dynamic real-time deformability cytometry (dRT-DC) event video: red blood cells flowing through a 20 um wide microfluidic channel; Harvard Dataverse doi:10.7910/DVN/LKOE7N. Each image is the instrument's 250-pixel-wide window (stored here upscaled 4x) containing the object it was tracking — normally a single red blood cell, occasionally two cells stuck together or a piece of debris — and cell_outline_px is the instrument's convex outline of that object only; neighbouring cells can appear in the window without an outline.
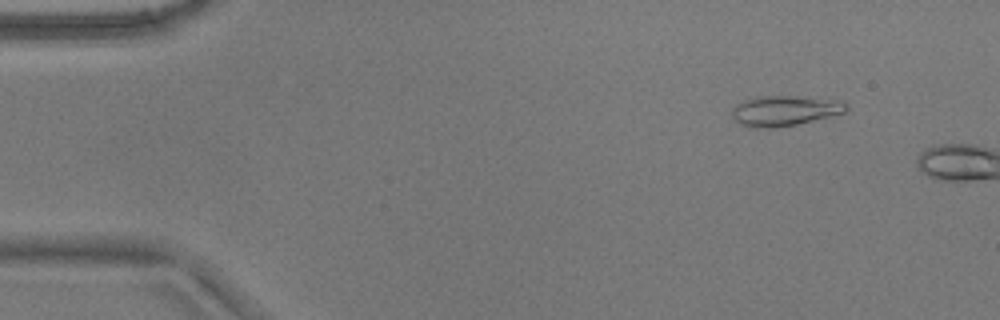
{"species": "common noctule bat (a hibernating species)", "species_latin": "Nyctalus noctula", "temperature_condition": "warm", "stored_images_in_passage": 3, "camera_frame_rate_fps": 3000, "um_per_image_px": 0.085, "animal": {"sex": "male", "body_mass_g": 17.9}, "frame": {"image": 1, "passage_image": 1, "time_ms": 0.0, "image_size_px": [1000, 320], "cell_outline_px": [[848, 108], [844, 112], [796, 124], [772, 128], [756, 128], [740, 124], [732, 116], [732, 108], [736, 104], [744, 100], [756, 96], [796, 96], [840, 100], [848, 104]], "centroid_in_image_um": [66.67, 9.39], "position_along_channel_um": 18.3, "area_um2": 20.0}}